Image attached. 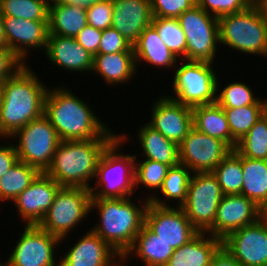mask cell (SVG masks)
<instances>
[{"mask_svg":"<svg viewBox=\"0 0 267 266\" xmlns=\"http://www.w3.org/2000/svg\"><path fill=\"white\" fill-rule=\"evenodd\" d=\"M45 53L52 64L67 71L91 72L94 56L86 51L74 37L49 34Z\"/></svg>","mask_w":267,"mask_h":266,"instance_id":"7402d4cb","label":"cell"},{"mask_svg":"<svg viewBox=\"0 0 267 266\" xmlns=\"http://www.w3.org/2000/svg\"><path fill=\"white\" fill-rule=\"evenodd\" d=\"M153 17L178 18L196 5V0H150Z\"/></svg>","mask_w":267,"mask_h":266,"instance_id":"60d3db41","label":"cell"},{"mask_svg":"<svg viewBox=\"0 0 267 266\" xmlns=\"http://www.w3.org/2000/svg\"><path fill=\"white\" fill-rule=\"evenodd\" d=\"M136 160L135 158V188L141 184L154 191L160 190L170 166L149 159H143V162Z\"/></svg>","mask_w":267,"mask_h":266,"instance_id":"f35d334b","label":"cell"},{"mask_svg":"<svg viewBox=\"0 0 267 266\" xmlns=\"http://www.w3.org/2000/svg\"><path fill=\"white\" fill-rule=\"evenodd\" d=\"M102 30L86 25L75 37L77 42L90 54H98Z\"/></svg>","mask_w":267,"mask_h":266,"instance_id":"f6af8a7d","label":"cell"},{"mask_svg":"<svg viewBox=\"0 0 267 266\" xmlns=\"http://www.w3.org/2000/svg\"><path fill=\"white\" fill-rule=\"evenodd\" d=\"M262 217V209L241 194L224 195L221 199L213 226L206 232L223 240L227 235L244 226L252 225Z\"/></svg>","mask_w":267,"mask_h":266,"instance_id":"2e32d148","label":"cell"},{"mask_svg":"<svg viewBox=\"0 0 267 266\" xmlns=\"http://www.w3.org/2000/svg\"><path fill=\"white\" fill-rule=\"evenodd\" d=\"M231 151L224 141L192 127L179 145V161L192 173L212 172Z\"/></svg>","mask_w":267,"mask_h":266,"instance_id":"7c38bea8","label":"cell"},{"mask_svg":"<svg viewBox=\"0 0 267 266\" xmlns=\"http://www.w3.org/2000/svg\"><path fill=\"white\" fill-rule=\"evenodd\" d=\"M223 197L222 189L212 172L192 173L187 198L181 208L199 232H207L214 224Z\"/></svg>","mask_w":267,"mask_h":266,"instance_id":"8fae6325","label":"cell"},{"mask_svg":"<svg viewBox=\"0 0 267 266\" xmlns=\"http://www.w3.org/2000/svg\"><path fill=\"white\" fill-rule=\"evenodd\" d=\"M89 188L61 187L39 227L63 241L70 230L91 212Z\"/></svg>","mask_w":267,"mask_h":266,"instance_id":"ba28073f","label":"cell"},{"mask_svg":"<svg viewBox=\"0 0 267 266\" xmlns=\"http://www.w3.org/2000/svg\"><path fill=\"white\" fill-rule=\"evenodd\" d=\"M66 88L68 87L49 88L44 101V115L56 129L60 141L119 136L96 117L84 99L82 101Z\"/></svg>","mask_w":267,"mask_h":266,"instance_id":"7a4b0ae2","label":"cell"},{"mask_svg":"<svg viewBox=\"0 0 267 266\" xmlns=\"http://www.w3.org/2000/svg\"><path fill=\"white\" fill-rule=\"evenodd\" d=\"M193 127L224 141L231 148V132L225 112L217 103L192 107Z\"/></svg>","mask_w":267,"mask_h":266,"instance_id":"83f0119b","label":"cell"},{"mask_svg":"<svg viewBox=\"0 0 267 266\" xmlns=\"http://www.w3.org/2000/svg\"><path fill=\"white\" fill-rule=\"evenodd\" d=\"M173 252L174 249L168 243L159 238L144 224L131 248L121 258V261H123L121 263L124 266L129 256L135 254L136 258L141 259L146 266H165Z\"/></svg>","mask_w":267,"mask_h":266,"instance_id":"cb8c5ba5","label":"cell"},{"mask_svg":"<svg viewBox=\"0 0 267 266\" xmlns=\"http://www.w3.org/2000/svg\"><path fill=\"white\" fill-rule=\"evenodd\" d=\"M145 224L173 249L180 248L199 233L181 207H160L149 202Z\"/></svg>","mask_w":267,"mask_h":266,"instance_id":"9a60e30c","label":"cell"},{"mask_svg":"<svg viewBox=\"0 0 267 266\" xmlns=\"http://www.w3.org/2000/svg\"><path fill=\"white\" fill-rule=\"evenodd\" d=\"M137 206L131 197L91 198L90 210H98L100 223L91 228L121 258L133 245L145 224L147 199Z\"/></svg>","mask_w":267,"mask_h":266,"instance_id":"3957f363","label":"cell"},{"mask_svg":"<svg viewBox=\"0 0 267 266\" xmlns=\"http://www.w3.org/2000/svg\"><path fill=\"white\" fill-rule=\"evenodd\" d=\"M135 63L147 62L158 67L176 68L179 59L168 49L159 37L156 29L150 25L139 36L133 45Z\"/></svg>","mask_w":267,"mask_h":266,"instance_id":"484cf974","label":"cell"},{"mask_svg":"<svg viewBox=\"0 0 267 266\" xmlns=\"http://www.w3.org/2000/svg\"><path fill=\"white\" fill-rule=\"evenodd\" d=\"M87 24L96 29L110 28L113 20L112 0H103L86 10Z\"/></svg>","mask_w":267,"mask_h":266,"instance_id":"b9f144b4","label":"cell"},{"mask_svg":"<svg viewBox=\"0 0 267 266\" xmlns=\"http://www.w3.org/2000/svg\"><path fill=\"white\" fill-rule=\"evenodd\" d=\"M187 42V60L214 62L220 43L219 20L195 5L178 17Z\"/></svg>","mask_w":267,"mask_h":266,"instance_id":"30bf717a","label":"cell"},{"mask_svg":"<svg viewBox=\"0 0 267 266\" xmlns=\"http://www.w3.org/2000/svg\"><path fill=\"white\" fill-rule=\"evenodd\" d=\"M151 25L168 49L180 60H187V42L178 18L153 17Z\"/></svg>","mask_w":267,"mask_h":266,"instance_id":"e575fe53","label":"cell"},{"mask_svg":"<svg viewBox=\"0 0 267 266\" xmlns=\"http://www.w3.org/2000/svg\"><path fill=\"white\" fill-rule=\"evenodd\" d=\"M221 246V239L199 232L188 243L174 249L165 266H210L213 255Z\"/></svg>","mask_w":267,"mask_h":266,"instance_id":"603a6c76","label":"cell"},{"mask_svg":"<svg viewBox=\"0 0 267 266\" xmlns=\"http://www.w3.org/2000/svg\"><path fill=\"white\" fill-rule=\"evenodd\" d=\"M192 172L181 163L169 168L161 189L159 190L165 201L160 200L157 196L145 197L150 203L160 207H170L166 203L169 199L176 200L178 203L175 204L177 207H181L187 198L188 185L191 178Z\"/></svg>","mask_w":267,"mask_h":266,"instance_id":"4dcf8cb0","label":"cell"},{"mask_svg":"<svg viewBox=\"0 0 267 266\" xmlns=\"http://www.w3.org/2000/svg\"><path fill=\"white\" fill-rule=\"evenodd\" d=\"M262 217L267 221V204L262 209Z\"/></svg>","mask_w":267,"mask_h":266,"instance_id":"f5cc1de1","label":"cell"},{"mask_svg":"<svg viewBox=\"0 0 267 266\" xmlns=\"http://www.w3.org/2000/svg\"><path fill=\"white\" fill-rule=\"evenodd\" d=\"M93 71L101 75L110 86L128 83L137 71L134 52L96 54L93 59Z\"/></svg>","mask_w":267,"mask_h":266,"instance_id":"d4e9b609","label":"cell"},{"mask_svg":"<svg viewBox=\"0 0 267 266\" xmlns=\"http://www.w3.org/2000/svg\"><path fill=\"white\" fill-rule=\"evenodd\" d=\"M118 135L99 159L95 176L97 186L90 188L92 198L131 197L132 193H135V158L137 155L119 153V146L124 144V141H128L129 137L121 133Z\"/></svg>","mask_w":267,"mask_h":266,"instance_id":"5b68a950","label":"cell"},{"mask_svg":"<svg viewBox=\"0 0 267 266\" xmlns=\"http://www.w3.org/2000/svg\"><path fill=\"white\" fill-rule=\"evenodd\" d=\"M264 105H246L239 108H223L231 132V149L244 137L249 129L262 118Z\"/></svg>","mask_w":267,"mask_h":266,"instance_id":"836d02e7","label":"cell"},{"mask_svg":"<svg viewBox=\"0 0 267 266\" xmlns=\"http://www.w3.org/2000/svg\"><path fill=\"white\" fill-rule=\"evenodd\" d=\"M151 116L147 124L178 146L193 127L192 107L168 96H161L154 102Z\"/></svg>","mask_w":267,"mask_h":266,"instance_id":"e0dca14e","label":"cell"},{"mask_svg":"<svg viewBox=\"0 0 267 266\" xmlns=\"http://www.w3.org/2000/svg\"><path fill=\"white\" fill-rule=\"evenodd\" d=\"M86 25L85 9L70 5H49V34L75 38Z\"/></svg>","mask_w":267,"mask_h":266,"instance_id":"f546056e","label":"cell"},{"mask_svg":"<svg viewBox=\"0 0 267 266\" xmlns=\"http://www.w3.org/2000/svg\"><path fill=\"white\" fill-rule=\"evenodd\" d=\"M176 66L172 90L175 96H168L189 107L216 103L218 77L212 63L180 59Z\"/></svg>","mask_w":267,"mask_h":266,"instance_id":"52a82bcc","label":"cell"},{"mask_svg":"<svg viewBox=\"0 0 267 266\" xmlns=\"http://www.w3.org/2000/svg\"><path fill=\"white\" fill-rule=\"evenodd\" d=\"M243 185L241 195L253 200L261 209L267 204V160L241 156Z\"/></svg>","mask_w":267,"mask_h":266,"instance_id":"f1b7e54d","label":"cell"},{"mask_svg":"<svg viewBox=\"0 0 267 266\" xmlns=\"http://www.w3.org/2000/svg\"><path fill=\"white\" fill-rule=\"evenodd\" d=\"M0 266H9L8 262L2 264V262H0Z\"/></svg>","mask_w":267,"mask_h":266,"instance_id":"11a10c76","label":"cell"},{"mask_svg":"<svg viewBox=\"0 0 267 266\" xmlns=\"http://www.w3.org/2000/svg\"><path fill=\"white\" fill-rule=\"evenodd\" d=\"M224 195L241 194L243 171L241 155L232 150L212 171Z\"/></svg>","mask_w":267,"mask_h":266,"instance_id":"d6a6232c","label":"cell"},{"mask_svg":"<svg viewBox=\"0 0 267 266\" xmlns=\"http://www.w3.org/2000/svg\"><path fill=\"white\" fill-rule=\"evenodd\" d=\"M210 266H242L223 246L213 255Z\"/></svg>","mask_w":267,"mask_h":266,"instance_id":"7dc6e473","label":"cell"},{"mask_svg":"<svg viewBox=\"0 0 267 266\" xmlns=\"http://www.w3.org/2000/svg\"><path fill=\"white\" fill-rule=\"evenodd\" d=\"M112 25L131 45L152 23L150 0H112Z\"/></svg>","mask_w":267,"mask_h":266,"instance_id":"44dd1931","label":"cell"},{"mask_svg":"<svg viewBox=\"0 0 267 266\" xmlns=\"http://www.w3.org/2000/svg\"><path fill=\"white\" fill-rule=\"evenodd\" d=\"M0 12L26 20H48L49 0H0Z\"/></svg>","mask_w":267,"mask_h":266,"instance_id":"8d00e7d4","label":"cell"},{"mask_svg":"<svg viewBox=\"0 0 267 266\" xmlns=\"http://www.w3.org/2000/svg\"><path fill=\"white\" fill-rule=\"evenodd\" d=\"M252 0H196V5L216 18L245 10Z\"/></svg>","mask_w":267,"mask_h":266,"instance_id":"ab89813d","label":"cell"},{"mask_svg":"<svg viewBox=\"0 0 267 266\" xmlns=\"http://www.w3.org/2000/svg\"><path fill=\"white\" fill-rule=\"evenodd\" d=\"M218 92H220L218 94ZM266 100L254 96L251 88L245 83L232 82L219 90L217 83L216 103L222 108H239L246 105H264Z\"/></svg>","mask_w":267,"mask_h":266,"instance_id":"74e56055","label":"cell"},{"mask_svg":"<svg viewBox=\"0 0 267 266\" xmlns=\"http://www.w3.org/2000/svg\"><path fill=\"white\" fill-rule=\"evenodd\" d=\"M24 65L2 83L0 99V136H13L30 121L44 114L48 87ZM46 86V87H45Z\"/></svg>","mask_w":267,"mask_h":266,"instance_id":"6da1fadb","label":"cell"},{"mask_svg":"<svg viewBox=\"0 0 267 266\" xmlns=\"http://www.w3.org/2000/svg\"><path fill=\"white\" fill-rule=\"evenodd\" d=\"M60 243L58 237L38 225H25L7 262L9 266H59V260L55 262L54 249Z\"/></svg>","mask_w":267,"mask_h":266,"instance_id":"4fadbf2b","label":"cell"},{"mask_svg":"<svg viewBox=\"0 0 267 266\" xmlns=\"http://www.w3.org/2000/svg\"><path fill=\"white\" fill-rule=\"evenodd\" d=\"M115 260H120L121 263V256L95 232L89 230L64 253L59 266H122V263L116 264Z\"/></svg>","mask_w":267,"mask_h":266,"instance_id":"ffe728a7","label":"cell"},{"mask_svg":"<svg viewBox=\"0 0 267 266\" xmlns=\"http://www.w3.org/2000/svg\"><path fill=\"white\" fill-rule=\"evenodd\" d=\"M262 117L267 122V101L264 104V108H263V112H262Z\"/></svg>","mask_w":267,"mask_h":266,"instance_id":"816d5d0a","label":"cell"},{"mask_svg":"<svg viewBox=\"0 0 267 266\" xmlns=\"http://www.w3.org/2000/svg\"><path fill=\"white\" fill-rule=\"evenodd\" d=\"M41 172L25 162L17 163L0 178V202L13 201Z\"/></svg>","mask_w":267,"mask_h":266,"instance_id":"1f68e13d","label":"cell"},{"mask_svg":"<svg viewBox=\"0 0 267 266\" xmlns=\"http://www.w3.org/2000/svg\"><path fill=\"white\" fill-rule=\"evenodd\" d=\"M222 246L242 266H267V221L261 217L227 235Z\"/></svg>","mask_w":267,"mask_h":266,"instance_id":"5bb4252c","label":"cell"},{"mask_svg":"<svg viewBox=\"0 0 267 266\" xmlns=\"http://www.w3.org/2000/svg\"><path fill=\"white\" fill-rule=\"evenodd\" d=\"M252 2L255 3L259 8L263 16L264 22L267 25V0H252Z\"/></svg>","mask_w":267,"mask_h":266,"instance_id":"681fc988","label":"cell"},{"mask_svg":"<svg viewBox=\"0 0 267 266\" xmlns=\"http://www.w3.org/2000/svg\"><path fill=\"white\" fill-rule=\"evenodd\" d=\"M4 34L10 48L23 62L28 49L46 48L49 35L48 20H26L4 16Z\"/></svg>","mask_w":267,"mask_h":266,"instance_id":"d6986e66","label":"cell"},{"mask_svg":"<svg viewBox=\"0 0 267 266\" xmlns=\"http://www.w3.org/2000/svg\"><path fill=\"white\" fill-rule=\"evenodd\" d=\"M3 18L4 16L0 12V47L8 48L7 40L4 34Z\"/></svg>","mask_w":267,"mask_h":266,"instance_id":"f907efd6","label":"cell"},{"mask_svg":"<svg viewBox=\"0 0 267 266\" xmlns=\"http://www.w3.org/2000/svg\"><path fill=\"white\" fill-rule=\"evenodd\" d=\"M2 81H0V99H1V91H2Z\"/></svg>","mask_w":267,"mask_h":266,"instance_id":"db71d44e","label":"cell"},{"mask_svg":"<svg viewBox=\"0 0 267 266\" xmlns=\"http://www.w3.org/2000/svg\"><path fill=\"white\" fill-rule=\"evenodd\" d=\"M218 20L220 45L267 58V25L255 3Z\"/></svg>","mask_w":267,"mask_h":266,"instance_id":"8992f818","label":"cell"},{"mask_svg":"<svg viewBox=\"0 0 267 266\" xmlns=\"http://www.w3.org/2000/svg\"><path fill=\"white\" fill-rule=\"evenodd\" d=\"M18 161L14 144L0 145V178Z\"/></svg>","mask_w":267,"mask_h":266,"instance_id":"bcb514c9","label":"cell"},{"mask_svg":"<svg viewBox=\"0 0 267 266\" xmlns=\"http://www.w3.org/2000/svg\"><path fill=\"white\" fill-rule=\"evenodd\" d=\"M61 186L41 172L36 179L12 202L26 225H39L52 205Z\"/></svg>","mask_w":267,"mask_h":266,"instance_id":"ac0fdd59","label":"cell"},{"mask_svg":"<svg viewBox=\"0 0 267 266\" xmlns=\"http://www.w3.org/2000/svg\"><path fill=\"white\" fill-rule=\"evenodd\" d=\"M103 0H49V5H70L87 10L92 5Z\"/></svg>","mask_w":267,"mask_h":266,"instance_id":"c3c4849f","label":"cell"},{"mask_svg":"<svg viewBox=\"0 0 267 266\" xmlns=\"http://www.w3.org/2000/svg\"><path fill=\"white\" fill-rule=\"evenodd\" d=\"M116 52H134V48L113 27L102 30L98 54H112Z\"/></svg>","mask_w":267,"mask_h":266,"instance_id":"7bdbcfd3","label":"cell"},{"mask_svg":"<svg viewBox=\"0 0 267 266\" xmlns=\"http://www.w3.org/2000/svg\"><path fill=\"white\" fill-rule=\"evenodd\" d=\"M116 138L60 141L46 174L61 187L91 188L100 157Z\"/></svg>","mask_w":267,"mask_h":266,"instance_id":"277c9868","label":"cell"},{"mask_svg":"<svg viewBox=\"0 0 267 266\" xmlns=\"http://www.w3.org/2000/svg\"><path fill=\"white\" fill-rule=\"evenodd\" d=\"M138 140L145 159L161 162L170 167L180 163L179 146L164 137L147 123L138 130Z\"/></svg>","mask_w":267,"mask_h":266,"instance_id":"4316f807","label":"cell"},{"mask_svg":"<svg viewBox=\"0 0 267 266\" xmlns=\"http://www.w3.org/2000/svg\"><path fill=\"white\" fill-rule=\"evenodd\" d=\"M14 137L18 138V144H14L18 160L37 168L40 172H46L60 143L56 129L48 118L43 114L30 121L11 136V139Z\"/></svg>","mask_w":267,"mask_h":266,"instance_id":"9c48e42d","label":"cell"},{"mask_svg":"<svg viewBox=\"0 0 267 266\" xmlns=\"http://www.w3.org/2000/svg\"><path fill=\"white\" fill-rule=\"evenodd\" d=\"M25 63L10 48L0 47V81L15 75Z\"/></svg>","mask_w":267,"mask_h":266,"instance_id":"ee69618b","label":"cell"},{"mask_svg":"<svg viewBox=\"0 0 267 266\" xmlns=\"http://www.w3.org/2000/svg\"><path fill=\"white\" fill-rule=\"evenodd\" d=\"M235 150L245 158L267 160V122L263 117L237 142Z\"/></svg>","mask_w":267,"mask_h":266,"instance_id":"d590c367","label":"cell"}]
</instances>
